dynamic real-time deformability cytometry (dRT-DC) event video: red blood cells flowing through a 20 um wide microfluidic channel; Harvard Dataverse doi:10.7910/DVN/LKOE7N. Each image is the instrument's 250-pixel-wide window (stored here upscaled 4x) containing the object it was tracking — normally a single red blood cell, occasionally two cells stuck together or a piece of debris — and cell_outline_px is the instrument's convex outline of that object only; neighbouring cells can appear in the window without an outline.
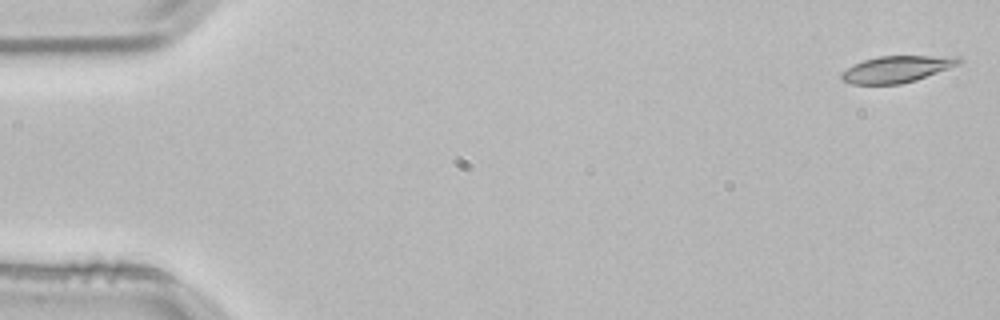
{"species": "common noctule bat (a hibernating species)", "species_latin": "Nyctalus noctula", "temperature_condition": "room temperature", "stored_images_in_passage": 53, "camera_frame_rate_fps": 3000, "um_per_image_px": 0.085, "animal": {"sex": "male", "body_mass_g": 21.5, "forearm_length_mm": 52.0}, "frame": {"image": 1, "passage_image": 1, "time_ms": 0.0, "image_size_px": [1000, 320], "cell_outline_px": [[964, 60], [960, 64], [916, 80], [900, 84], [852, 84], [840, 80], [840, 72], [852, 64], [864, 60], [880, 56], [960, 56]], "centroid_in_image_um": [76.21, 5.87], "position_along_channel_um": 8.8, "area_um2": 18.38}}
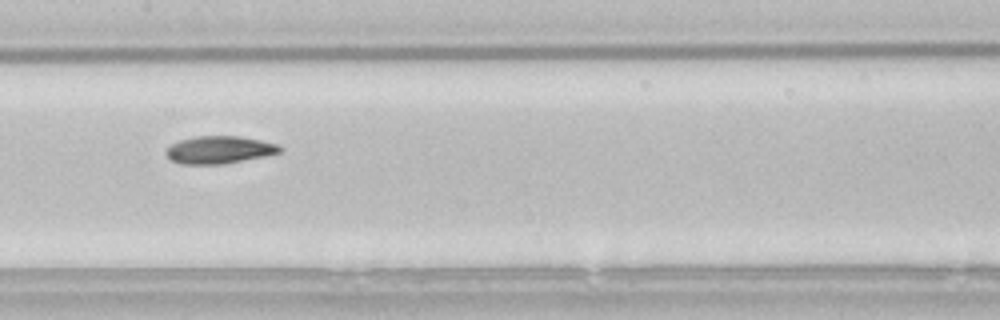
{"frame": {"image": 2, "passage_image": 26, "time_ms": 8.333, "image_size_px": [1000, 320], "cell_outline_px": [[280, 152], [264, 156], [224, 164], [180, 164], [172, 160], [164, 152], [172, 144], [180, 140], [196, 136], [240, 136], [260, 140], [276, 144], [280, 148]], "centroid_in_image_um": [18.6, 12.73], "position_along_channel_um": 188.8, "area_um2": 18.03}}
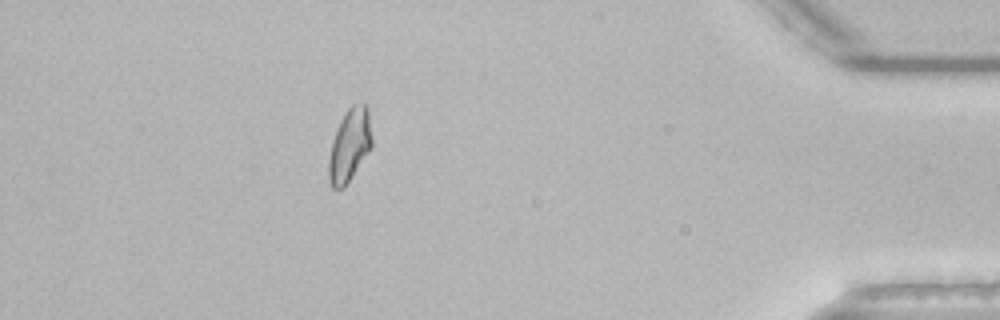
{"frame": {"image": 3, "passage_image": 47, "time_ms": 15.333, "image_size_px": [1000, 320], "cell_outline_px": [[372, 148], [344, 188], [332, 188], [328, 180], [328, 160], [332, 140], [340, 120], [348, 108], [352, 104], [364, 100], [368, 108], [372, 136]], "centroid_in_image_um": [29.73, 12.31], "position_along_channel_um": 405.5, "area_um2": 18.73}, "authors_computed_cell_mechanics": {"area_um2": 18.1492, "velocity_mm_per_s": 3.8236, "shape_relaxation_time_tau1_ms": 6.5513, "shape_relaxation_time_tau2_ms": 4.7215, "deformation_change_tau1": 0.1674, "deformation_change_tau2": 0.1034}}